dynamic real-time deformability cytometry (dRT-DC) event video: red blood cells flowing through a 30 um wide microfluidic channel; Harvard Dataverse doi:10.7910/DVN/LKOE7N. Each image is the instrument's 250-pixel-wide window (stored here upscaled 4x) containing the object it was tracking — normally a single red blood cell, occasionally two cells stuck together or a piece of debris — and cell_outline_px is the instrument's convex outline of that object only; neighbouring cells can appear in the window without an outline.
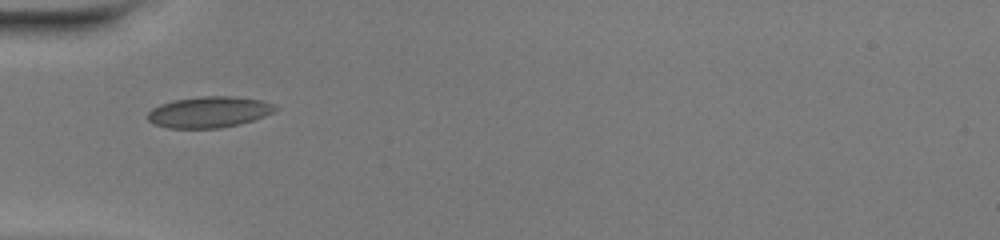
{"species": "common noctule bat (a hibernating species)", "species_latin": "Nyctalus noctula", "temperature_condition": "warm", "stored_images_in_passage": 33, "camera_frame_rate_fps": 3000, "um_per_image_px": 0.085, "animal": {"sex": "female", "body_mass_g": 20.0, "forearm_length_mm": 54.0}, "frame": {"image": 1, "passage_image": 1, "time_ms": 0.0, "image_size_px": [1000, 240], "cell_outline_px": [[280, 108], [264, 116], [240, 124], [220, 128], [168, 128], [152, 124], [144, 116], [152, 108], [160, 104], [172, 100], [200, 96], [236, 96], [260, 100], [276, 104]], "centroid_in_image_um": [17.74, 9.52], "position_along_channel_um": 67.3, "area_um2": 23.47}}
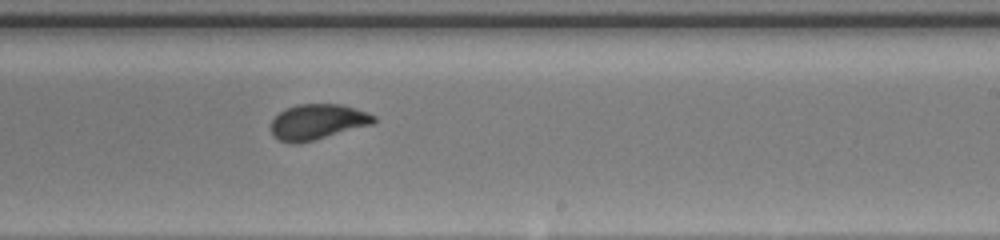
{"frame": {"image": 2, "passage_image": 15, "time_ms": 4.667, "image_size_px": [1000, 240], "cell_outline_px": [[376, 120], [372, 124], [312, 140], [296, 144], [292, 144], [280, 140], [272, 136], [272, 120], [284, 108], [296, 104], [340, 104], [356, 108], [376, 116]], "centroid_in_image_um": [26.97, 10.34], "position_along_channel_um": 262.0, "area_um2": 21.04}}
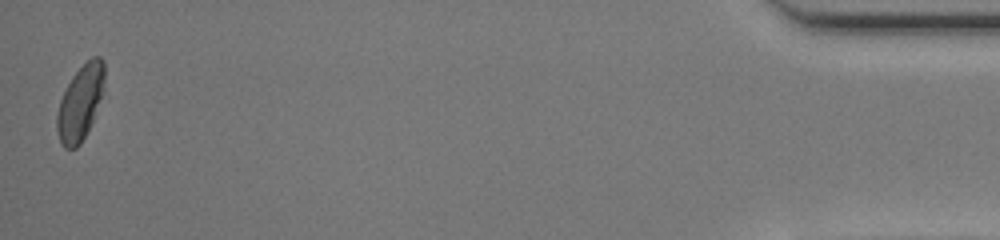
{"frame": {"image": 3, "passage_image": 33, "time_ms": 10.667, "image_size_px": [1000, 240], "cell_outline_px": [[104, 80], [100, 96], [92, 120], [80, 144], [76, 148], [64, 148], [60, 144], [56, 128], [56, 112], [60, 100], [72, 76], [92, 56], [100, 56], [104, 60]], "centroid_in_image_um": [6.78, 8.73], "position_along_channel_um": 428.4, "area_um2": 20.29}, "authors_computed_cell_mechanics": {"area_um2": 21.3282, "velocity_mm_per_s": 4.2065, "shape_relaxation_time_tau1_ms": 7.8812, "shape_relaxation_time_tau2_ms": null, "deformation_change_tau1": 0.2126, "deformation_change_tau2": null}}